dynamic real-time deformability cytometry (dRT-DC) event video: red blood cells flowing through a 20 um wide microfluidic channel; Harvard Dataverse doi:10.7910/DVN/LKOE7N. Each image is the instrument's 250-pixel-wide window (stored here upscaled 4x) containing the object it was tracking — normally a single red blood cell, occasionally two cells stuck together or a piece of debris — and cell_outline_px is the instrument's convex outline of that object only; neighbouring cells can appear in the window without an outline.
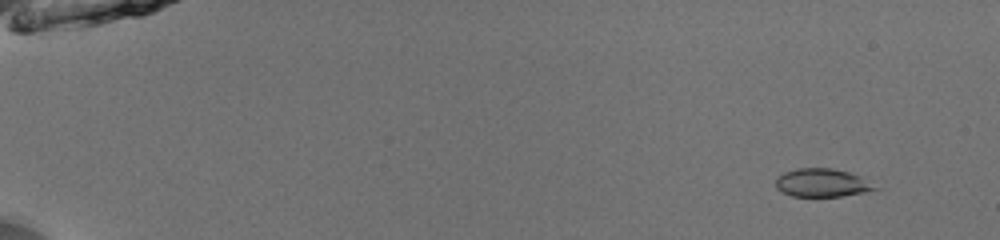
{"species": "common noctule bat (a hibernating species)", "species_latin": "Nyctalus noctula", "temperature_condition": "room temperature", "stored_images_in_passage": 53, "camera_frame_rate_fps": 3000, "um_per_image_px": 0.085, "animal": {"sex": "male", "body_mass_g": 13.0, "forearm_length_mm": 53.1}, "frame": {"image": 1, "passage_image": 5, "time_ms": 1.333, "image_size_px": [1000, 240], "cell_outline_px": [[880, 188], [864, 192], [840, 196], [792, 196], [776, 188], [776, 180], [784, 172], [796, 168], [832, 168], [848, 172], [860, 176]], "centroid_in_image_um": [69.88, 15.53], "position_along_channel_um": 15.1, "area_um2": 16.13}}
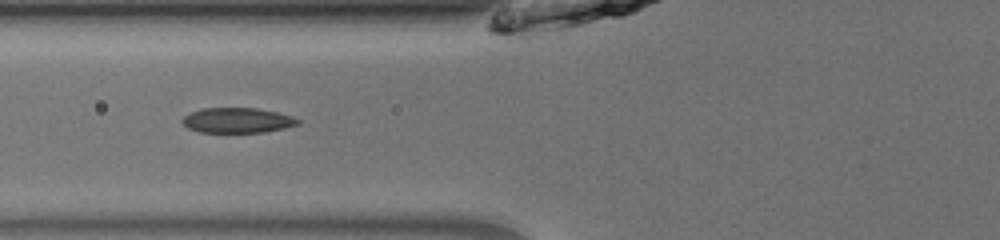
{"frame": {"image": 2, "passage_image": 23, "time_ms": 7.333, "image_size_px": [1000, 240], "cell_outline_px": [[300, 124], [284, 128], [264, 132], [200, 132], [188, 128], [180, 120], [184, 116], [192, 112], [204, 108], [256, 108], [276, 112], [292, 116], [300, 120]], "centroid_in_image_um": [20.19, 10.23], "position_along_channel_um": 105.6, "area_um2": 16.82}}
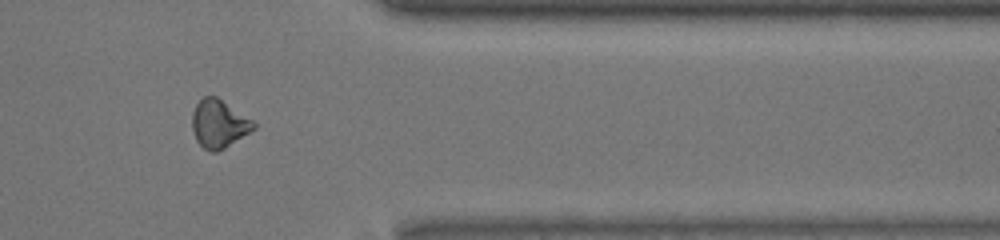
{"frame": {"image": 3, "passage_image": 45, "time_ms": 14.667, "image_size_px": [1000, 240], "cell_outline_px": [[256, 128], [224, 148], [216, 152], [212, 152], [204, 148], [196, 140], [192, 128], [192, 112], [196, 104], [204, 96], [216, 96], [252, 120], [256, 124]], "centroid_in_image_um": [18.59, 10.52], "position_along_channel_um": 392.8, "area_um2": 16.99}, "authors_computed_cell_mechanics": {"area_um2": 17.051, "velocity_mm_per_s": 3.9996, "shape_relaxation_time_tau1_ms": 3.6526, "shape_relaxation_time_tau2_ms": 3.7815, "deformation_change_tau1": 0.1194, "deformation_change_tau2": 0.0832}}